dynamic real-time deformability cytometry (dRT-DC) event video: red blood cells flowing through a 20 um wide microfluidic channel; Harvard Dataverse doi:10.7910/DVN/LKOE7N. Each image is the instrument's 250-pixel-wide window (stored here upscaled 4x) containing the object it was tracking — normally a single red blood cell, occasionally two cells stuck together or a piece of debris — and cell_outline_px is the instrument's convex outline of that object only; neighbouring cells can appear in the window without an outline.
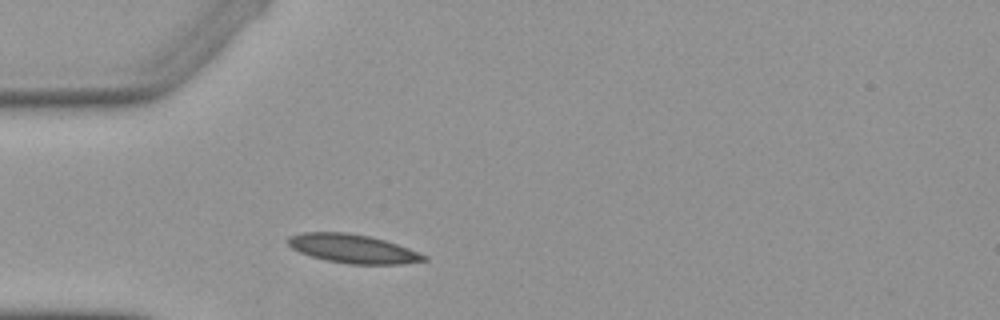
{"species": "Egyptian fruit bat (a non-hibernating species)", "species_latin": "Rousettus aegyptiacus", "temperature_condition": "warm", "stored_images_in_passage": 1, "camera_frame_rate_fps": 3000, "um_per_image_px": 0.085, "animal": {"sex": "female"}, "frame": {"image": 1, "passage_image": 1, "time_ms": 0.0, "image_size_px": [1000, 320], "cell_outline_px": [[428, 260], [404, 264], [352, 264], [324, 260], [300, 252], [292, 248], [288, 244], [288, 240], [292, 236], [304, 232], [348, 232], [368, 236], [384, 240], [408, 248], [428, 256]], "centroid_in_image_um": [30.02, 21.14], "position_along_channel_um": 55.0, "area_um2": 22.6}}